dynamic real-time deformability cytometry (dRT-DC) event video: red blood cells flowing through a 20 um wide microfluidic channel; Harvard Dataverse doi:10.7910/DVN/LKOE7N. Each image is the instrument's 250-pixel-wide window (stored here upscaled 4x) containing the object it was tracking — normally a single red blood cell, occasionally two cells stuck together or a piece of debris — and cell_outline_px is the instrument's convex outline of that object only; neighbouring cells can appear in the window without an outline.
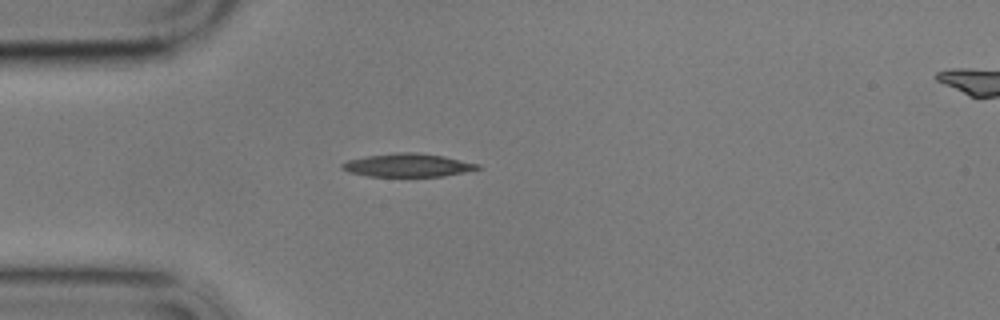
{"species": "common noctule bat (a hibernating species)", "species_latin": "Nyctalus noctula", "temperature_condition": "cold", "stored_images_in_passage": 57, "camera_frame_rate_fps": 3000, "um_per_image_px": 0.085, "animal": {"sex": "male", "body_mass_g": 17.9}, "frame": {"image": 1, "passage_image": 15, "time_ms": 4.667, "image_size_px": [1000, 320], "cell_outline_px": [[484, 168], [444, 176], [368, 176], [348, 172], [340, 168], [340, 164], [348, 160], [368, 156], [396, 152], [416, 152], [444, 156], [480, 164]], "centroid_in_image_um": [34.68, 14.04], "position_along_channel_um": 50.3, "area_um2": 18.44}}
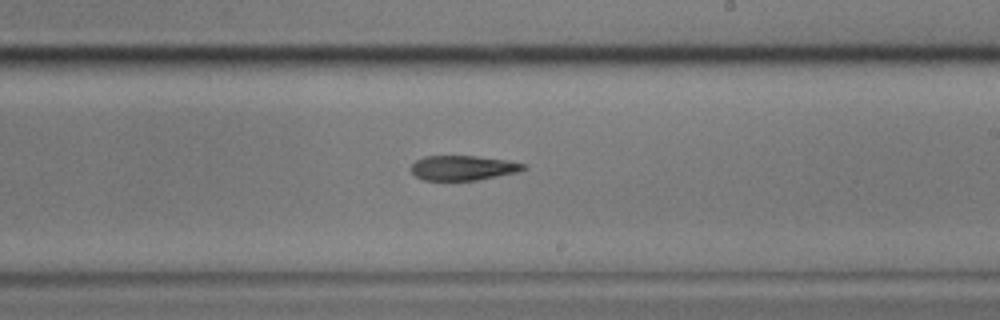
{"frame": {"image": 2, "passage_image": 33, "time_ms": 10.667, "image_size_px": [1000, 320], "cell_outline_px": [[528, 168], [516, 172], [476, 180], [424, 180], [416, 176], [412, 172], [412, 164], [416, 160], [424, 156], [476, 156], [504, 160], [524, 164]], "centroid_in_image_um": [39.33, 14.27], "position_along_channel_um": 249.7, "area_um2": 15.95}}
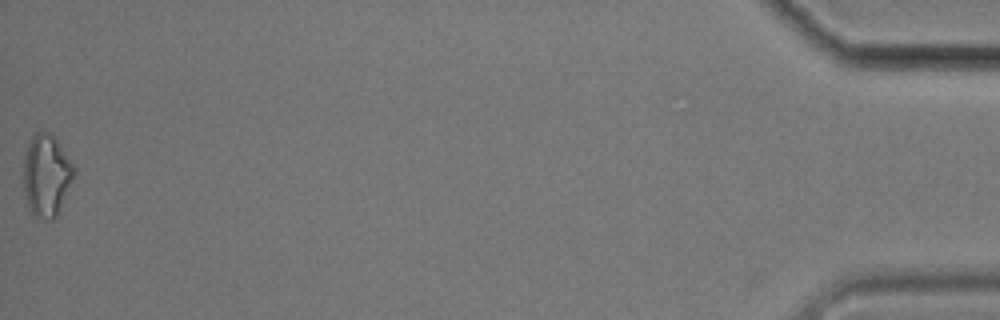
{"frame": {"image": 3, "passage_image": 57, "time_ms": 18.667, "image_size_px": [1000, 320], "cell_outline_px": [[76, 172], [56, 216], [52, 220], [48, 220], [36, 216], [32, 212], [24, 196], [24, 156], [28, 144], [32, 136], [36, 132], [48, 132], [56, 140], [76, 168]], "centroid_in_image_um": [3.94, 14.91], "position_along_channel_um": 431.3, "area_um2": 23.76}}